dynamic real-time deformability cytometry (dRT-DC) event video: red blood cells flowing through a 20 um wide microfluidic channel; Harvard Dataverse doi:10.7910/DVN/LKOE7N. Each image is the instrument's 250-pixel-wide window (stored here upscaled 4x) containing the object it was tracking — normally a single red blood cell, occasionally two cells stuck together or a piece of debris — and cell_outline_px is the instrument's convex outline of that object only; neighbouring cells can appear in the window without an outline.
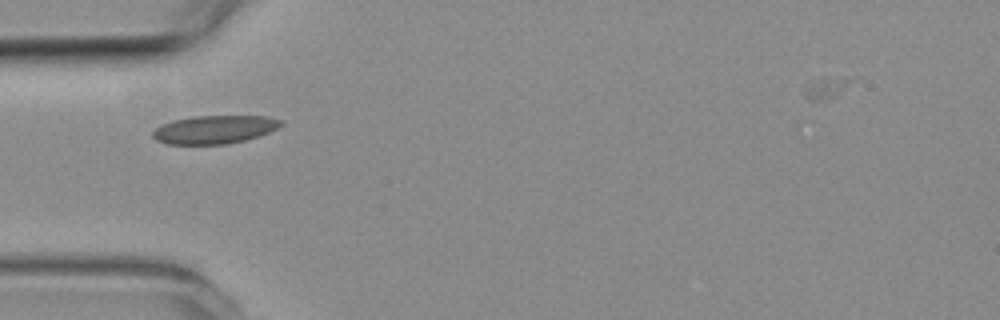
{"species": "common noctule bat (a hibernating species)", "species_latin": "Nyctalus noctula", "temperature_condition": "room temperature", "stored_images_in_passage": 3, "camera_frame_rate_fps": 3000, "um_per_image_px": 0.085, "animal": {"sex": "female", "body_mass_g": 19.3, "forearm_length_mm": 54.1}, "frame": {"image": 1, "passage_image": 1, "time_ms": 0.0, "image_size_px": [1000, 320], "cell_outline_px": [[284, 120], [276, 128], [268, 132], [244, 140], [224, 144], [168, 144], [156, 140], [152, 136], [152, 132], [160, 124], [172, 120], [192, 116], [268, 116]], "centroid_in_image_um": [18.17, 10.99], "position_along_channel_um": 66.8, "area_um2": 20.98}}
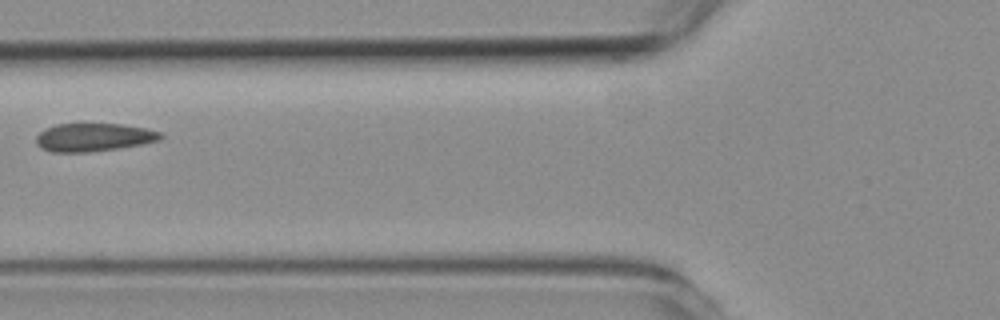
{"frame": {"image": 2, "passage_image": 2, "time_ms": 1.333, "image_size_px": [1000, 320], "cell_outline_px": [[164, 136], [160, 140], [140, 144], [116, 148], [88, 152], [52, 152], [40, 148], [36, 144], [36, 136], [44, 128], [56, 124], [120, 124], [148, 128], [160, 132]], "centroid_in_image_um": [7.93, 11.66], "position_along_channel_um": 117.9, "area_um2": 20.4}}
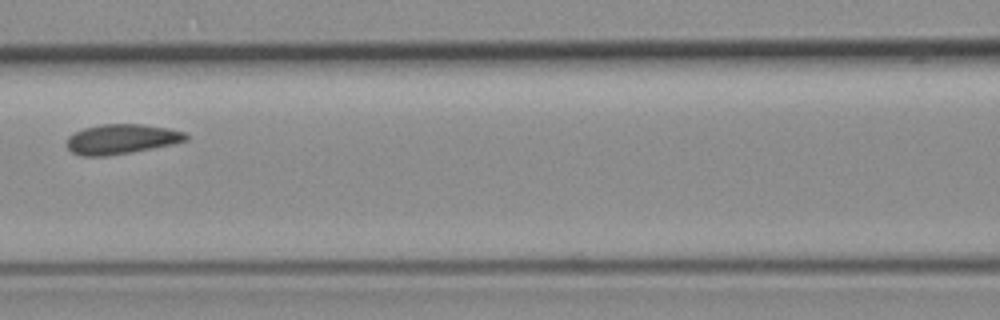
{"frame": {"image": 3, "passage_image": 3, "time_ms": 2.333, "image_size_px": [1000, 320], "cell_outline_px": [[188, 140], [172, 144], [132, 152], [104, 156], [80, 156], [72, 152], [64, 144], [68, 136], [84, 128], [104, 124], [144, 124], [168, 128], [184, 132], [188, 136]], "centroid_in_image_um": [10.3, 11.82], "position_along_channel_um": 156.3, "area_um2": 20.75}}